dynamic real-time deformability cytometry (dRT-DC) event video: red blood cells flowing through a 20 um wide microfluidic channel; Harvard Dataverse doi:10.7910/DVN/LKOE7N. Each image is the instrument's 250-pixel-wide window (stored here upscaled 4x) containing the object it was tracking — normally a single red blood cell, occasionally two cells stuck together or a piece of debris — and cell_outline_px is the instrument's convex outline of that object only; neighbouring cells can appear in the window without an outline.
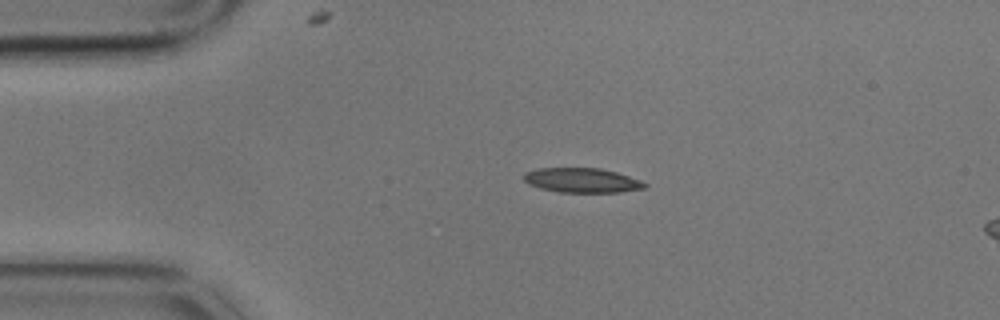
{"species": "common noctule bat (a hibernating species)", "species_latin": "Nyctalus noctula", "temperature_condition": "cold", "stored_images_in_passage": 5, "segment_of_instrument_passage": [1, 2], "camera_frame_rate_fps": 3000, "um_per_image_px": 0.085, "animal": {"sex": "male", "body_mass_g": 17.9}, "frame": {"image": 1, "passage_image": 3, "time_ms": 0.667, "image_size_px": [1000, 320], "cell_outline_px": [[648, 184], [644, 188], [620, 192], [560, 192], [540, 188], [528, 184], [524, 180], [524, 172], [536, 168], [600, 168], [616, 172], [640, 180]], "centroid_in_image_um": [49.44, 15.32], "position_along_channel_um": 35.6, "area_um2": 17.28}}